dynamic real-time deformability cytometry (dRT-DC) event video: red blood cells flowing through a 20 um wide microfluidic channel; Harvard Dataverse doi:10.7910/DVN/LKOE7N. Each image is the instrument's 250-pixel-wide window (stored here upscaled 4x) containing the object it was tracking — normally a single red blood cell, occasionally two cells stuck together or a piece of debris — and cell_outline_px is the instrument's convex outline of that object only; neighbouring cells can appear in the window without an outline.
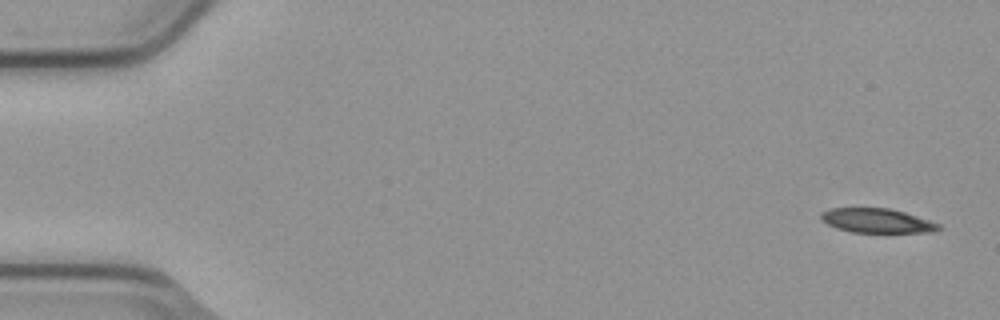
{"species": "common noctule bat (a hibernating species)", "species_latin": "Nyctalus noctula", "temperature_condition": "cold", "stored_images_in_passage": 5, "segment_of_instrument_passage": [1, 2], "camera_frame_rate_fps": 3000, "um_per_image_px": 0.085, "animal": {"sex": "male", "body_mass_g": 23.1, "forearm_length_mm": 52.7}, "frame": {"image": 1, "passage_image": 1, "time_ms": 0.0, "image_size_px": [1000, 320], "cell_outline_px": [[944, 228], [932, 232], [852, 232], [836, 228], [820, 220], [820, 212], [828, 208], [888, 208], [904, 212], [940, 224]], "centroid_in_image_um": [74.51, 18.75], "position_along_channel_um": 10.5, "area_um2": 16.7}}